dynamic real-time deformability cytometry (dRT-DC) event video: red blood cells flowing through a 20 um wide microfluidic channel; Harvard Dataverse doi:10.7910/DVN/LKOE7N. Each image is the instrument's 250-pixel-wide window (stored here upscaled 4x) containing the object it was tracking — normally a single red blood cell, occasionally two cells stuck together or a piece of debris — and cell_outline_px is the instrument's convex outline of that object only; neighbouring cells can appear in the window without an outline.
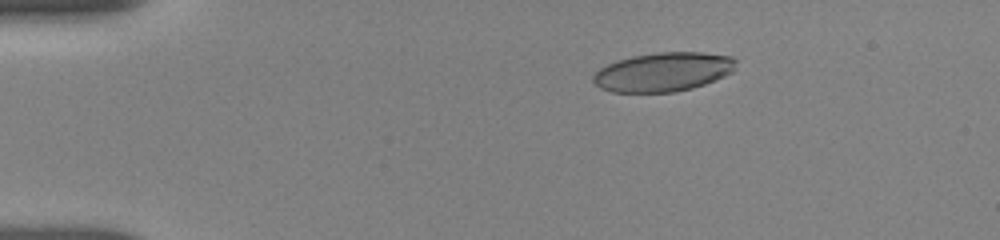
{"species": "human", "species_latin": "Homo sapiens", "temperature_condition": "room temperature", "stored_images_in_passage": 22, "camera_frame_rate_fps": 3000, "um_per_image_px": 0.085, "donor": {"sex": "female"}, "frame": {"image": 1, "passage_image": 7, "time_ms": 3.0, "image_size_px": [1000, 240], "cell_outline_px": [[736, 60], [732, 72], [724, 76], [704, 84], [692, 88], [676, 92], [612, 92], [600, 88], [592, 80], [592, 76], [600, 68], [616, 60], [632, 56], [660, 52], [704, 52], [732, 56]], "centroid_in_image_um": [56.36, 6.11], "position_along_channel_um": 28.6, "area_um2": 32.48}}
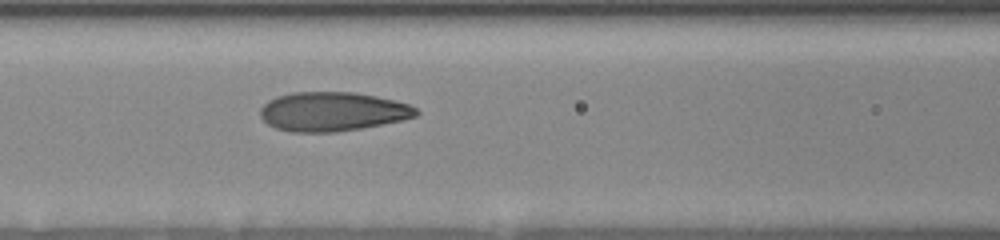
{"frame": {"image": 2, "passage_image": 16, "time_ms": 7.667, "image_size_px": [1000, 240], "cell_outline_px": [[420, 112], [416, 116], [404, 120], [360, 128], [336, 132], [292, 132], [276, 128], [268, 124], [260, 116], [260, 108], [268, 100], [276, 96], [292, 92], [356, 92], [376, 96], [408, 104], [416, 108]], "centroid_in_image_um": [28.25, 9.48], "position_along_channel_um": 138.4, "area_um2": 35.6}}
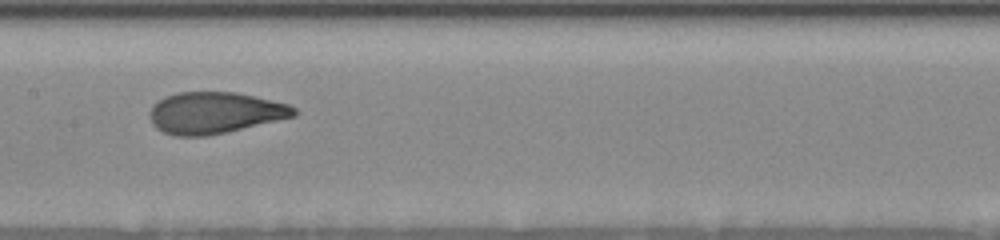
{"frame": {"image": 3, "passage_image": 20, "time_ms": 9.0, "image_size_px": [1000, 240], "cell_outline_px": [[300, 112], [296, 116], [208, 136], [176, 136], [164, 132], [156, 128], [152, 124], [148, 116], [148, 112], [152, 104], [164, 96], [176, 92], [236, 92], [288, 104], [296, 108]], "centroid_in_image_um": [18.22, 9.58], "position_along_channel_um": 189.2, "area_um2": 35.14}}